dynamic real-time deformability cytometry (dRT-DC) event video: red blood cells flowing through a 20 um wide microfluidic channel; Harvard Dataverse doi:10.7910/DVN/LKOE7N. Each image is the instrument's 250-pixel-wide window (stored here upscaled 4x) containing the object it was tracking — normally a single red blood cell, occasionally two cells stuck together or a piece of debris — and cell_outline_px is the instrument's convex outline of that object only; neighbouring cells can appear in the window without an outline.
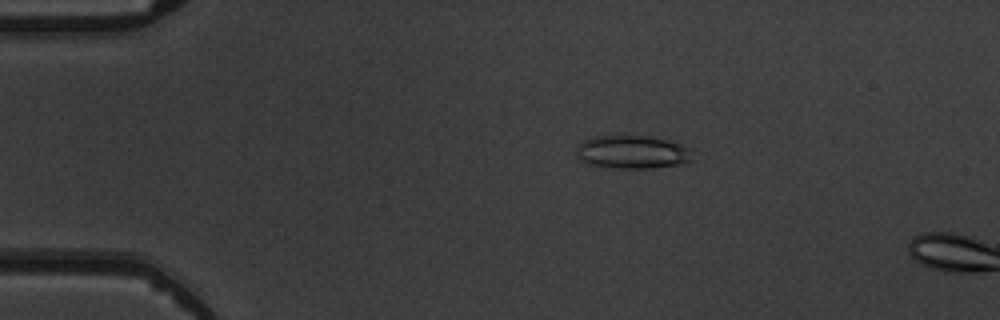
{"species": "common noctule bat (a hibernating species)", "species_latin": "Nyctalus noctula", "temperature_condition": "warm", "stored_images_in_passage": 2, "camera_frame_rate_fps": 3000, "um_per_image_px": 0.085, "animal": {"sex": "male", "body_mass_g": 19.5, "forearm_length_mm": 54.6}, "frame": {"image": 1, "passage_image": 1, "time_ms": 0.0, "image_size_px": [1000, 320], "cell_outline_px": [[692, 160], [680, 164], [648, 168], [612, 168], [588, 164], [580, 160], [576, 156], [576, 144], [584, 140], [596, 136], [644, 136], [664, 140], [680, 144], [692, 148]], "centroid_in_image_um": [53.7, 12.93], "position_along_channel_um": 31.3, "area_um2": 22.48}}